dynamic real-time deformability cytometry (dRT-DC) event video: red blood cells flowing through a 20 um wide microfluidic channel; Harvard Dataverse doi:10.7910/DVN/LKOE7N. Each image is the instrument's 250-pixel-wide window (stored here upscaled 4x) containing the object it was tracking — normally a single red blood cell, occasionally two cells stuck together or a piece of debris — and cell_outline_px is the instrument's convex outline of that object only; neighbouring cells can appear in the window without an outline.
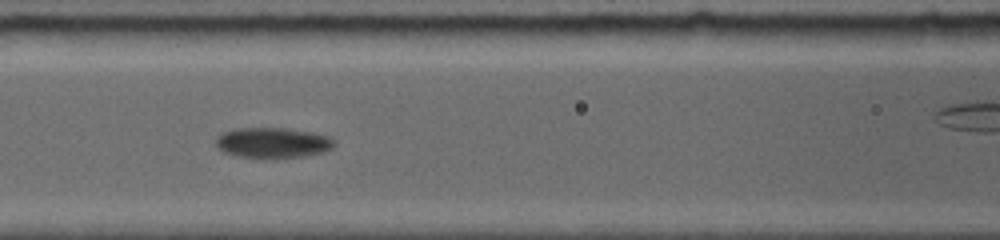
{"species": "common noctule bat (a hibernating species)", "species_latin": "Nyctalus noctula", "temperature_condition": "room temperature", "stored_images_in_passage": 17, "segment_of_instrument_passage": [1, 2], "camera_frame_rate_fps": 5000, "um_per_image_px": 0.085, "animal": {"sex": "female", "body_mass_g": 19.0, "forearm_length_mm": 56.7}, "frame": {"image": 1, "passage_image": 6, "time_ms": 4.8, "image_size_px": [1000, 240], "cell_outline_px": [[332, 144], [328, 148], [320, 152], [300, 156], [240, 156], [224, 152], [216, 144], [216, 140], [224, 132], [244, 128], [280, 128], [304, 132], [324, 136], [332, 140]], "centroid_in_image_um": [23.09, 12.11], "position_along_channel_um": 143.5, "area_um2": 19.31}}
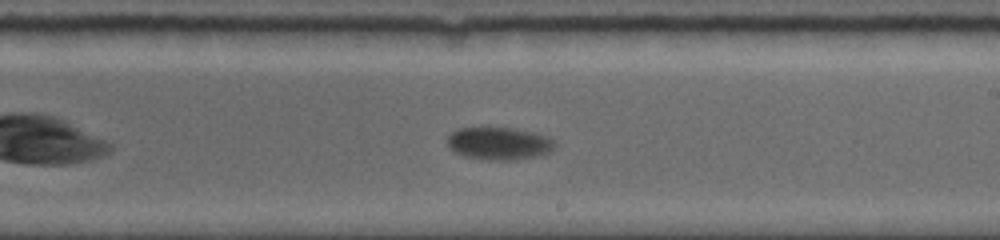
{"frame": {"image": 2, "passage_image": 13, "time_ms": 7.6, "image_size_px": [1000, 240], "cell_outline_px": [[556, 144], [548, 152], [540, 156], [516, 160], [488, 160], [464, 156], [456, 152], [444, 140], [452, 132], [460, 128], [484, 124], [488, 124], [512, 128], [532, 132], [556, 140]], "centroid_in_image_um": [42.38, 12.15], "position_along_channel_um": 246.6, "area_um2": 21.15}}
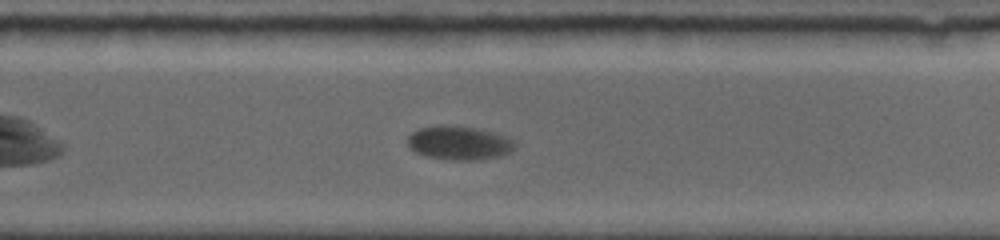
{"frame": {"image": 3, "passage_image": 16, "time_ms": 8.8, "image_size_px": [1000, 240], "cell_outline_px": [[516, 144], [508, 152], [496, 156], [480, 160], [452, 160], [428, 156], [416, 152], [408, 148], [408, 136], [412, 132], [420, 128], [456, 124], [476, 128], [504, 136], [512, 140]], "centroid_in_image_um": [38.97, 12.14], "position_along_channel_um": 290.8, "area_um2": 20.81}}